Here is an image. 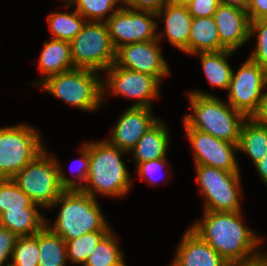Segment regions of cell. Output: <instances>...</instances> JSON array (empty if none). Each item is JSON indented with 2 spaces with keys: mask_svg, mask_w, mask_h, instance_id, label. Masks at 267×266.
I'll return each mask as SVG.
<instances>
[{
  "mask_svg": "<svg viewBox=\"0 0 267 266\" xmlns=\"http://www.w3.org/2000/svg\"><path fill=\"white\" fill-rule=\"evenodd\" d=\"M241 212L204 211V218L191 229L206 241L225 261L249 258L262 241L243 224Z\"/></svg>",
  "mask_w": 267,
  "mask_h": 266,
  "instance_id": "cell-1",
  "label": "cell"
},
{
  "mask_svg": "<svg viewBox=\"0 0 267 266\" xmlns=\"http://www.w3.org/2000/svg\"><path fill=\"white\" fill-rule=\"evenodd\" d=\"M12 180L40 207H49L64 190H82L83 183L65 176L56 158L45 149L20 170Z\"/></svg>",
  "mask_w": 267,
  "mask_h": 266,
  "instance_id": "cell-2",
  "label": "cell"
},
{
  "mask_svg": "<svg viewBox=\"0 0 267 266\" xmlns=\"http://www.w3.org/2000/svg\"><path fill=\"white\" fill-rule=\"evenodd\" d=\"M188 94L193 113L186 115L183 121L192 129L238 144L248 117L208 93L194 91Z\"/></svg>",
  "mask_w": 267,
  "mask_h": 266,
  "instance_id": "cell-3",
  "label": "cell"
},
{
  "mask_svg": "<svg viewBox=\"0 0 267 266\" xmlns=\"http://www.w3.org/2000/svg\"><path fill=\"white\" fill-rule=\"evenodd\" d=\"M89 149V172L83 191L96 198L95 194L123 196L128 193L131 181L121 155L126 153L107 140L84 144Z\"/></svg>",
  "mask_w": 267,
  "mask_h": 266,
  "instance_id": "cell-4",
  "label": "cell"
},
{
  "mask_svg": "<svg viewBox=\"0 0 267 266\" xmlns=\"http://www.w3.org/2000/svg\"><path fill=\"white\" fill-rule=\"evenodd\" d=\"M61 204L53 226H46L65 242L94 231H110L99 204L91 195L81 190H64L51 205Z\"/></svg>",
  "mask_w": 267,
  "mask_h": 266,
  "instance_id": "cell-5",
  "label": "cell"
},
{
  "mask_svg": "<svg viewBox=\"0 0 267 266\" xmlns=\"http://www.w3.org/2000/svg\"><path fill=\"white\" fill-rule=\"evenodd\" d=\"M98 71L85 68L52 75L39 85L60 100L84 111L96 110L102 104V79Z\"/></svg>",
  "mask_w": 267,
  "mask_h": 266,
  "instance_id": "cell-6",
  "label": "cell"
},
{
  "mask_svg": "<svg viewBox=\"0 0 267 266\" xmlns=\"http://www.w3.org/2000/svg\"><path fill=\"white\" fill-rule=\"evenodd\" d=\"M75 68L106 71L114 62V48L104 21H87L83 29L69 42Z\"/></svg>",
  "mask_w": 267,
  "mask_h": 266,
  "instance_id": "cell-7",
  "label": "cell"
},
{
  "mask_svg": "<svg viewBox=\"0 0 267 266\" xmlns=\"http://www.w3.org/2000/svg\"><path fill=\"white\" fill-rule=\"evenodd\" d=\"M37 130L28 125L0 128V179L13 178L44 147Z\"/></svg>",
  "mask_w": 267,
  "mask_h": 266,
  "instance_id": "cell-8",
  "label": "cell"
},
{
  "mask_svg": "<svg viewBox=\"0 0 267 266\" xmlns=\"http://www.w3.org/2000/svg\"><path fill=\"white\" fill-rule=\"evenodd\" d=\"M153 17H157L154 12L121 6L119 9L115 8L103 21L108 27L112 44L117 49L136 42L156 39L160 41L161 35L155 33L157 23Z\"/></svg>",
  "mask_w": 267,
  "mask_h": 266,
  "instance_id": "cell-9",
  "label": "cell"
},
{
  "mask_svg": "<svg viewBox=\"0 0 267 266\" xmlns=\"http://www.w3.org/2000/svg\"><path fill=\"white\" fill-rule=\"evenodd\" d=\"M266 85L267 70L248 58L236 74L232 72L227 103L250 118L263 98L262 89Z\"/></svg>",
  "mask_w": 267,
  "mask_h": 266,
  "instance_id": "cell-10",
  "label": "cell"
},
{
  "mask_svg": "<svg viewBox=\"0 0 267 266\" xmlns=\"http://www.w3.org/2000/svg\"><path fill=\"white\" fill-rule=\"evenodd\" d=\"M106 71L108 76L106 83H102V98L108 88L114 95L136 99L132 106L151 108L153 99L158 98L160 81L147 74L125 69L113 63ZM106 86V87H104Z\"/></svg>",
  "mask_w": 267,
  "mask_h": 266,
  "instance_id": "cell-11",
  "label": "cell"
},
{
  "mask_svg": "<svg viewBox=\"0 0 267 266\" xmlns=\"http://www.w3.org/2000/svg\"><path fill=\"white\" fill-rule=\"evenodd\" d=\"M183 123L187 137L193 147L195 165L240 172L235 157L238 144L218 139L210 134L190 128L184 121Z\"/></svg>",
  "mask_w": 267,
  "mask_h": 266,
  "instance_id": "cell-12",
  "label": "cell"
},
{
  "mask_svg": "<svg viewBox=\"0 0 267 266\" xmlns=\"http://www.w3.org/2000/svg\"><path fill=\"white\" fill-rule=\"evenodd\" d=\"M159 40L136 42L116 49L115 64L125 69L156 77L170 75V69L158 46Z\"/></svg>",
  "mask_w": 267,
  "mask_h": 266,
  "instance_id": "cell-13",
  "label": "cell"
},
{
  "mask_svg": "<svg viewBox=\"0 0 267 266\" xmlns=\"http://www.w3.org/2000/svg\"><path fill=\"white\" fill-rule=\"evenodd\" d=\"M151 110L147 107L130 106L118 119L107 141L130 153L144 133L158 121Z\"/></svg>",
  "mask_w": 267,
  "mask_h": 266,
  "instance_id": "cell-14",
  "label": "cell"
},
{
  "mask_svg": "<svg viewBox=\"0 0 267 266\" xmlns=\"http://www.w3.org/2000/svg\"><path fill=\"white\" fill-rule=\"evenodd\" d=\"M213 17L219 34L220 51H235L249 41L250 20L247 11L219 4Z\"/></svg>",
  "mask_w": 267,
  "mask_h": 266,
  "instance_id": "cell-15",
  "label": "cell"
},
{
  "mask_svg": "<svg viewBox=\"0 0 267 266\" xmlns=\"http://www.w3.org/2000/svg\"><path fill=\"white\" fill-rule=\"evenodd\" d=\"M226 261L206 241L189 228L170 266H225Z\"/></svg>",
  "mask_w": 267,
  "mask_h": 266,
  "instance_id": "cell-16",
  "label": "cell"
},
{
  "mask_svg": "<svg viewBox=\"0 0 267 266\" xmlns=\"http://www.w3.org/2000/svg\"><path fill=\"white\" fill-rule=\"evenodd\" d=\"M162 14L165 16L164 29L168 41L179 51L189 54V36L193 17L187 6L169 2L156 13L157 17Z\"/></svg>",
  "mask_w": 267,
  "mask_h": 266,
  "instance_id": "cell-17",
  "label": "cell"
},
{
  "mask_svg": "<svg viewBox=\"0 0 267 266\" xmlns=\"http://www.w3.org/2000/svg\"><path fill=\"white\" fill-rule=\"evenodd\" d=\"M168 133L165 125L160 120L144 133L136 146L131 150L136 166L144 161L166 158L169 144Z\"/></svg>",
  "mask_w": 267,
  "mask_h": 266,
  "instance_id": "cell-18",
  "label": "cell"
},
{
  "mask_svg": "<svg viewBox=\"0 0 267 266\" xmlns=\"http://www.w3.org/2000/svg\"><path fill=\"white\" fill-rule=\"evenodd\" d=\"M38 64L44 79L74 69L71 59L70 43L64 40L53 39L44 43L43 50L38 59Z\"/></svg>",
  "mask_w": 267,
  "mask_h": 266,
  "instance_id": "cell-19",
  "label": "cell"
},
{
  "mask_svg": "<svg viewBox=\"0 0 267 266\" xmlns=\"http://www.w3.org/2000/svg\"><path fill=\"white\" fill-rule=\"evenodd\" d=\"M45 221L37 208L5 211L0 215V226L7 228L17 237L35 235L46 225Z\"/></svg>",
  "mask_w": 267,
  "mask_h": 266,
  "instance_id": "cell-20",
  "label": "cell"
},
{
  "mask_svg": "<svg viewBox=\"0 0 267 266\" xmlns=\"http://www.w3.org/2000/svg\"><path fill=\"white\" fill-rule=\"evenodd\" d=\"M220 51V39L213 16L192 19L189 54Z\"/></svg>",
  "mask_w": 267,
  "mask_h": 266,
  "instance_id": "cell-21",
  "label": "cell"
},
{
  "mask_svg": "<svg viewBox=\"0 0 267 266\" xmlns=\"http://www.w3.org/2000/svg\"><path fill=\"white\" fill-rule=\"evenodd\" d=\"M232 53L231 50L196 53L200 56L207 81L212 86L228 90L233 70L228 64L227 58Z\"/></svg>",
  "mask_w": 267,
  "mask_h": 266,
  "instance_id": "cell-22",
  "label": "cell"
},
{
  "mask_svg": "<svg viewBox=\"0 0 267 266\" xmlns=\"http://www.w3.org/2000/svg\"><path fill=\"white\" fill-rule=\"evenodd\" d=\"M240 185L201 187L205 198L204 211L241 212Z\"/></svg>",
  "mask_w": 267,
  "mask_h": 266,
  "instance_id": "cell-23",
  "label": "cell"
},
{
  "mask_svg": "<svg viewBox=\"0 0 267 266\" xmlns=\"http://www.w3.org/2000/svg\"><path fill=\"white\" fill-rule=\"evenodd\" d=\"M248 154L254 165L267 154V127L248 118L242 126L238 142V151Z\"/></svg>",
  "mask_w": 267,
  "mask_h": 266,
  "instance_id": "cell-24",
  "label": "cell"
},
{
  "mask_svg": "<svg viewBox=\"0 0 267 266\" xmlns=\"http://www.w3.org/2000/svg\"><path fill=\"white\" fill-rule=\"evenodd\" d=\"M38 266H65L67 251L65 241L46 225L38 231Z\"/></svg>",
  "mask_w": 267,
  "mask_h": 266,
  "instance_id": "cell-25",
  "label": "cell"
},
{
  "mask_svg": "<svg viewBox=\"0 0 267 266\" xmlns=\"http://www.w3.org/2000/svg\"><path fill=\"white\" fill-rule=\"evenodd\" d=\"M47 19L53 39L68 42L83 29L87 22L76 10L70 14L67 12L51 13Z\"/></svg>",
  "mask_w": 267,
  "mask_h": 266,
  "instance_id": "cell-26",
  "label": "cell"
},
{
  "mask_svg": "<svg viewBox=\"0 0 267 266\" xmlns=\"http://www.w3.org/2000/svg\"><path fill=\"white\" fill-rule=\"evenodd\" d=\"M110 230L96 245L83 266H124V257Z\"/></svg>",
  "mask_w": 267,
  "mask_h": 266,
  "instance_id": "cell-27",
  "label": "cell"
},
{
  "mask_svg": "<svg viewBox=\"0 0 267 266\" xmlns=\"http://www.w3.org/2000/svg\"><path fill=\"white\" fill-rule=\"evenodd\" d=\"M37 207L40 206L34 204L12 178L0 179V215L5 211Z\"/></svg>",
  "mask_w": 267,
  "mask_h": 266,
  "instance_id": "cell-28",
  "label": "cell"
},
{
  "mask_svg": "<svg viewBox=\"0 0 267 266\" xmlns=\"http://www.w3.org/2000/svg\"><path fill=\"white\" fill-rule=\"evenodd\" d=\"M108 232L109 231H94L65 242L67 260L72 261L75 264L84 265L88 257L94 252L98 242Z\"/></svg>",
  "mask_w": 267,
  "mask_h": 266,
  "instance_id": "cell-29",
  "label": "cell"
},
{
  "mask_svg": "<svg viewBox=\"0 0 267 266\" xmlns=\"http://www.w3.org/2000/svg\"><path fill=\"white\" fill-rule=\"evenodd\" d=\"M200 187L240 185V172L224 171L215 167L195 165Z\"/></svg>",
  "mask_w": 267,
  "mask_h": 266,
  "instance_id": "cell-30",
  "label": "cell"
},
{
  "mask_svg": "<svg viewBox=\"0 0 267 266\" xmlns=\"http://www.w3.org/2000/svg\"><path fill=\"white\" fill-rule=\"evenodd\" d=\"M38 232L33 236L18 237L12 254L13 266H38Z\"/></svg>",
  "mask_w": 267,
  "mask_h": 266,
  "instance_id": "cell-31",
  "label": "cell"
},
{
  "mask_svg": "<svg viewBox=\"0 0 267 266\" xmlns=\"http://www.w3.org/2000/svg\"><path fill=\"white\" fill-rule=\"evenodd\" d=\"M66 7L75 6V10L87 21L102 22V18L114 9L115 5L123 0H64ZM88 17V18H87Z\"/></svg>",
  "mask_w": 267,
  "mask_h": 266,
  "instance_id": "cell-32",
  "label": "cell"
},
{
  "mask_svg": "<svg viewBox=\"0 0 267 266\" xmlns=\"http://www.w3.org/2000/svg\"><path fill=\"white\" fill-rule=\"evenodd\" d=\"M255 32L257 33V46L249 59L267 70V19L250 21L249 39L254 34L256 35Z\"/></svg>",
  "mask_w": 267,
  "mask_h": 266,
  "instance_id": "cell-33",
  "label": "cell"
},
{
  "mask_svg": "<svg viewBox=\"0 0 267 266\" xmlns=\"http://www.w3.org/2000/svg\"><path fill=\"white\" fill-rule=\"evenodd\" d=\"M17 238L18 237L7 228L0 226V266H4L9 257L12 259Z\"/></svg>",
  "mask_w": 267,
  "mask_h": 266,
  "instance_id": "cell-34",
  "label": "cell"
},
{
  "mask_svg": "<svg viewBox=\"0 0 267 266\" xmlns=\"http://www.w3.org/2000/svg\"><path fill=\"white\" fill-rule=\"evenodd\" d=\"M219 4L218 0H194L187 5V8L194 18L210 17L214 16Z\"/></svg>",
  "mask_w": 267,
  "mask_h": 266,
  "instance_id": "cell-35",
  "label": "cell"
},
{
  "mask_svg": "<svg viewBox=\"0 0 267 266\" xmlns=\"http://www.w3.org/2000/svg\"><path fill=\"white\" fill-rule=\"evenodd\" d=\"M166 158H158L151 161H144L137 165V171L141 180H145L144 178L148 177L150 183L153 184L157 179H155V174L159 173L160 170L165 166L167 162ZM161 172V171H160ZM159 175V174H158Z\"/></svg>",
  "mask_w": 267,
  "mask_h": 266,
  "instance_id": "cell-36",
  "label": "cell"
},
{
  "mask_svg": "<svg viewBox=\"0 0 267 266\" xmlns=\"http://www.w3.org/2000/svg\"><path fill=\"white\" fill-rule=\"evenodd\" d=\"M170 0H123L124 6L134 10L150 11L157 13L161 10Z\"/></svg>",
  "mask_w": 267,
  "mask_h": 266,
  "instance_id": "cell-37",
  "label": "cell"
},
{
  "mask_svg": "<svg viewBox=\"0 0 267 266\" xmlns=\"http://www.w3.org/2000/svg\"><path fill=\"white\" fill-rule=\"evenodd\" d=\"M246 11L250 21L267 19V0H250Z\"/></svg>",
  "mask_w": 267,
  "mask_h": 266,
  "instance_id": "cell-38",
  "label": "cell"
},
{
  "mask_svg": "<svg viewBox=\"0 0 267 266\" xmlns=\"http://www.w3.org/2000/svg\"><path fill=\"white\" fill-rule=\"evenodd\" d=\"M225 266H267V252H260L241 260L226 261Z\"/></svg>",
  "mask_w": 267,
  "mask_h": 266,
  "instance_id": "cell-39",
  "label": "cell"
},
{
  "mask_svg": "<svg viewBox=\"0 0 267 266\" xmlns=\"http://www.w3.org/2000/svg\"><path fill=\"white\" fill-rule=\"evenodd\" d=\"M81 149L79 150L81 153L82 158L77 160L81 162L80 166L78 167V174L76 177H78V180L80 179V182H83L84 185L87 182V176L89 172V165H90V158H89V149L82 145Z\"/></svg>",
  "mask_w": 267,
  "mask_h": 266,
  "instance_id": "cell-40",
  "label": "cell"
},
{
  "mask_svg": "<svg viewBox=\"0 0 267 266\" xmlns=\"http://www.w3.org/2000/svg\"><path fill=\"white\" fill-rule=\"evenodd\" d=\"M255 123L267 127V91L259 102L257 110L250 117Z\"/></svg>",
  "mask_w": 267,
  "mask_h": 266,
  "instance_id": "cell-41",
  "label": "cell"
},
{
  "mask_svg": "<svg viewBox=\"0 0 267 266\" xmlns=\"http://www.w3.org/2000/svg\"><path fill=\"white\" fill-rule=\"evenodd\" d=\"M255 167L261 179H263V182H265V184L267 185V154L262 158V160L258 161L255 164Z\"/></svg>",
  "mask_w": 267,
  "mask_h": 266,
  "instance_id": "cell-42",
  "label": "cell"
},
{
  "mask_svg": "<svg viewBox=\"0 0 267 266\" xmlns=\"http://www.w3.org/2000/svg\"><path fill=\"white\" fill-rule=\"evenodd\" d=\"M220 4L247 10L250 0H218Z\"/></svg>",
  "mask_w": 267,
  "mask_h": 266,
  "instance_id": "cell-43",
  "label": "cell"
},
{
  "mask_svg": "<svg viewBox=\"0 0 267 266\" xmlns=\"http://www.w3.org/2000/svg\"><path fill=\"white\" fill-rule=\"evenodd\" d=\"M193 1L194 0H170V2L179 4V5H183V6H187L188 4H190Z\"/></svg>",
  "mask_w": 267,
  "mask_h": 266,
  "instance_id": "cell-44",
  "label": "cell"
},
{
  "mask_svg": "<svg viewBox=\"0 0 267 266\" xmlns=\"http://www.w3.org/2000/svg\"><path fill=\"white\" fill-rule=\"evenodd\" d=\"M6 266H13V265H11V263H7Z\"/></svg>",
  "mask_w": 267,
  "mask_h": 266,
  "instance_id": "cell-45",
  "label": "cell"
}]
</instances>
